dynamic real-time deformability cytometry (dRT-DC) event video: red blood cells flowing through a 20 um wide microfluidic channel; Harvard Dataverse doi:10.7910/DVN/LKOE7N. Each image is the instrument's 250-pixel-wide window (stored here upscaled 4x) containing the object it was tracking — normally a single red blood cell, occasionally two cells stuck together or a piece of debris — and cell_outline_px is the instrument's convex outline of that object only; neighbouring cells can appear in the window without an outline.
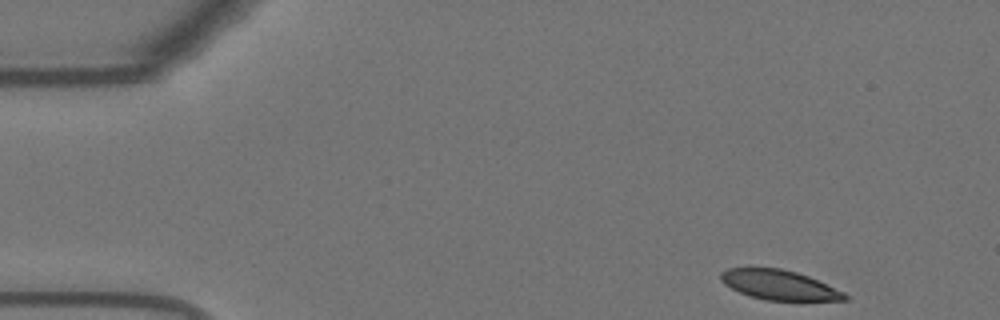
{"species": "Egyptian fruit bat (a non-hibernating species)", "species_latin": "Rousettus aegyptiacus", "temperature_condition": "warm", "stored_images_in_passage": 51, "camera_frame_rate_fps": 3000, "um_per_image_px": 0.085, "animal": {"sex": "female"}, "frame": {"image": 1, "passage_image": 1, "time_ms": 0.0, "image_size_px": [1000, 320], "cell_outline_px": [[848, 300], [800, 304], [764, 300], [748, 296], [724, 284], [720, 280], [720, 272], [728, 268], [780, 268], [796, 272], [808, 276], [844, 292], [848, 296]], "centroid_in_image_um": [66.31, 24.29], "position_along_channel_um": 18.7, "area_um2": 22.54}}
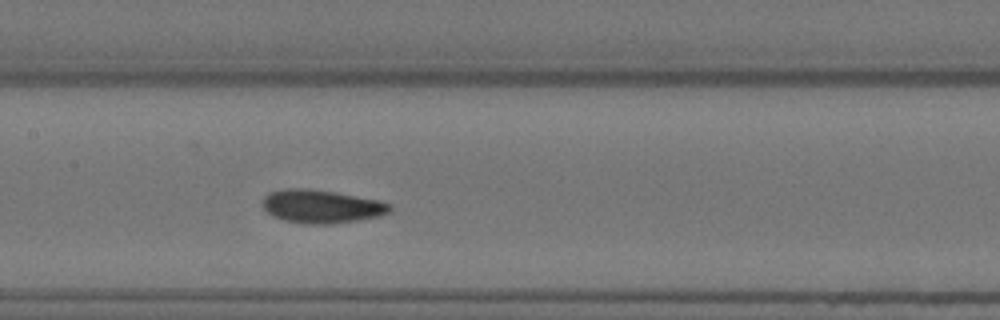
{"frame": {"image": 2, "passage_image": 22, "time_ms": 7.0, "image_size_px": [1000, 320], "cell_outline_px": [[392, 208], [388, 212], [380, 216], [360, 220], [332, 224], [304, 224], [284, 220], [272, 216], [264, 208], [264, 196], [268, 192], [288, 188], [308, 188], [336, 192], [380, 200], [392, 204]], "centroid_in_image_um": [27.35, 17.54], "position_along_channel_um": 180.0, "area_um2": 24.91}}
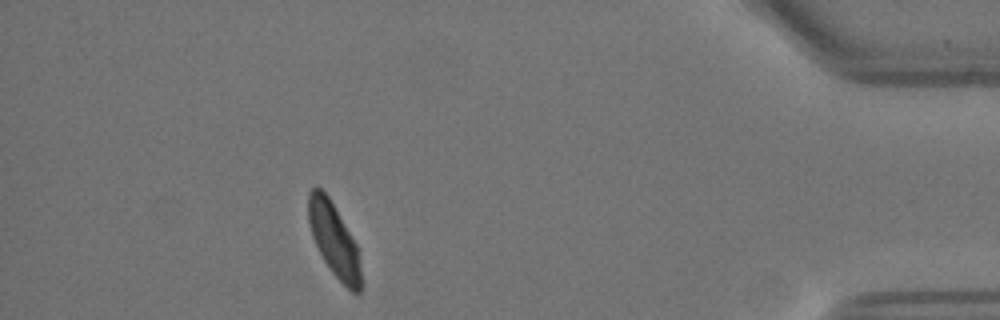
{"frame": {"image": 3, "passage_image": 45, "time_ms": 14.667, "image_size_px": [1000, 320], "cell_outline_px": [[360, 292], [352, 292], [332, 272], [324, 260], [312, 236], [308, 220], [308, 192], [312, 188], [320, 188], [328, 196], [356, 244], [360, 268]], "centroid_in_image_um": [28.36, 20.36], "position_along_channel_um": 406.8, "area_um2": 21.73}, "authors_computed_cell_mechanics": {"area_um2": 24.1026, "velocity_mm_per_s": 3.6432, "shape_relaxation_time_tau1_ms": 3.7994, "shape_relaxation_time_tau2_ms": 1.8039, "deformation_change_tau1": 0.135, "deformation_change_tau2": 0.0572}}